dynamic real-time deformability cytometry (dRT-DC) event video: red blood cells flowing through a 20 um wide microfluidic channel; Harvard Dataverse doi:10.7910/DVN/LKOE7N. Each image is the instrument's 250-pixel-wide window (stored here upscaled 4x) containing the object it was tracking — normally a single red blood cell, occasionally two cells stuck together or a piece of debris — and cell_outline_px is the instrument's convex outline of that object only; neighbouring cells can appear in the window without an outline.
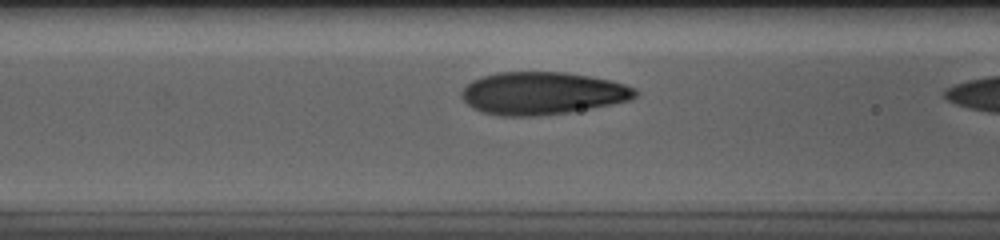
{"species": "human", "species_latin": "Homo sapiens", "temperature_condition": "cold", "stored_images_in_passage": 14, "camera_frame_rate_fps": 3000, "um_per_image_px": 0.085, "donor": {"sex": "male"}, "frame": {"image": 1, "passage_image": 13, "time_ms": 4.0, "image_size_px": [1000, 240], "cell_outline_px": [[640, 92], [632, 100], [568, 112], [532, 116], [504, 116], [484, 112], [472, 108], [460, 96], [460, 92], [472, 80], [496, 72], [564, 72], [588, 76], [608, 80], [624, 84], [636, 88]], "centroid_in_image_um": [46.1, 7.92], "position_along_channel_um": 120.5, "area_um2": 42.89}}